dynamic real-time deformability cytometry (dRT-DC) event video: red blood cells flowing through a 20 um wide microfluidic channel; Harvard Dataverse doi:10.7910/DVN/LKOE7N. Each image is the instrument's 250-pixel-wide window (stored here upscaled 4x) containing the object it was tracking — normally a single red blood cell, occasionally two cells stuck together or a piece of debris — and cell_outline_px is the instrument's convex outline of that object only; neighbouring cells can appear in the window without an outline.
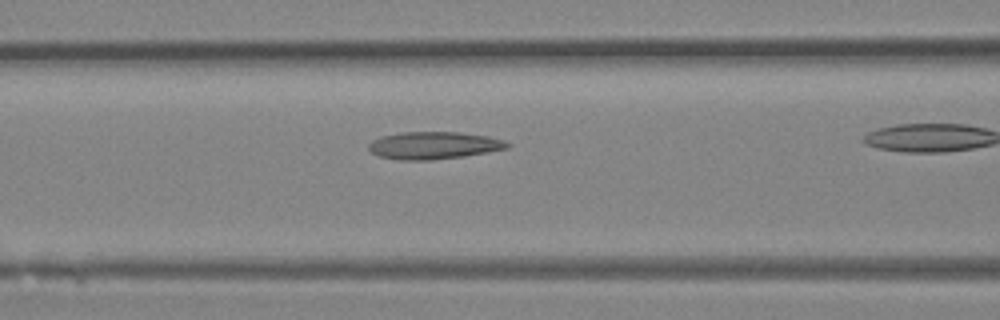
{"species": "Egyptian fruit bat (a non-hibernating species)", "species_latin": "Rousettus aegyptiacus", "temperature_condition": "room temperature", "stored_images_in_passage": 22, "camera_frame_rate_fps": 3000, "um_per_image_px": 0.085, "animal": {"sex": "female"}, "frame": {"image": 1, "passage_image": 7, "time_ms": 2.0, "image_size_px": [1000, 320], "cell_outline_px": [[512, 144], [508, 148], [488, 152], [464, 156], [432, 160], [396, 160], [380, 156], [372, 152], [368, 148], [368, 144], [372, 140], [380, 136], [400, 132], [460, 132], [488, 136], [504, 140]], "centroid_in_image_um": [36.87, 12.36], "position_along_channel_um": 129.7, "area_um2": 22.31}}
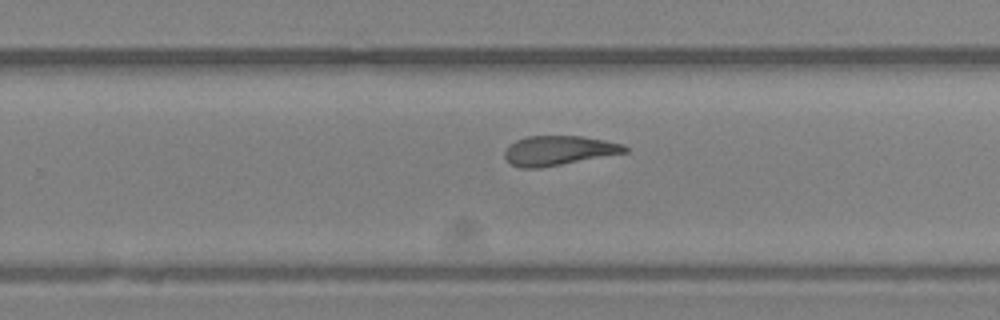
{"frame": {"image": 2, "passage_image": 16, "time_ms": 5.0, "image_size_px": [1000, 320], "cell_outline_px": [[628, 152], [540, 168], [520, 168], [512, 164], [504, 156], [504, 152], [508, 144], [516, 140], [528, 136], [580, 136], [604, 140], [624, 144], [628, 148]], "centroid_in_image_um": [47.47, 12.79], "position_along_channel_um": 282.3, "area_um2": 20.63}}
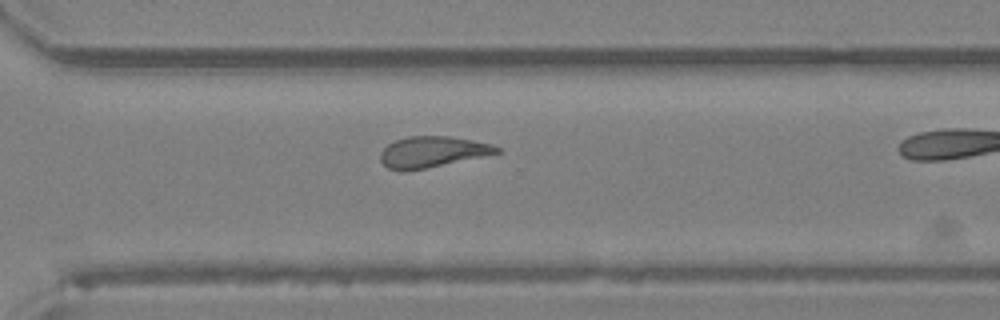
{"frame": {"image": 3, "passage_image": 19, "time_ms": 6.0, "image_size_px": [1000, 320], "cell_outline_px": [[500, 152], [424, 168], [404, 172], [400, 172], [388, 168], [380, 160], [380, 152], [388, 144], [396, 140], [408, 136], [448, 136], [472, 140], [492, 144], [500, 148]], "centroid_in_image_um": [36.68, 12.91], "position_along_channel_um": 333.9, "area_um2": 20.69}}